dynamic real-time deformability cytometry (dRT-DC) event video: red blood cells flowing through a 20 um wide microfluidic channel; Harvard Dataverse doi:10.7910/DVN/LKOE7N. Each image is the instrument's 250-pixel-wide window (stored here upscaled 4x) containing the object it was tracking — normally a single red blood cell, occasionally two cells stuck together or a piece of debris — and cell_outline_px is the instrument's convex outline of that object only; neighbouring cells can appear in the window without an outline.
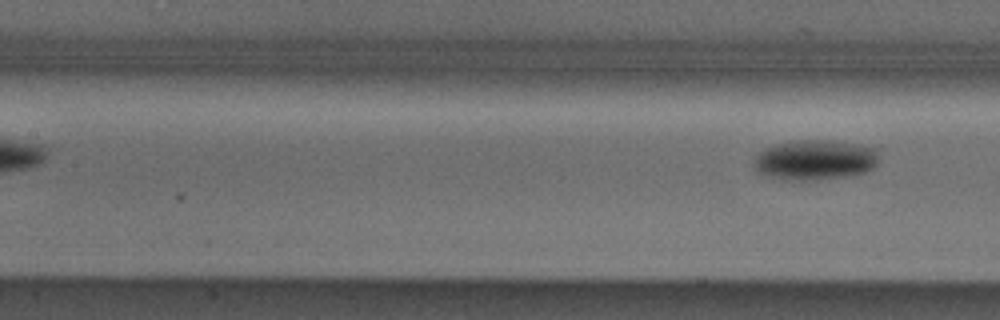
{"species": "Egyptian fruit bat (a non-hibernating species)", "species_latin": "Rousettus aegyptiacus", "temperature_condition": "cold", "stored_images_in_passage": 4, "segment_of_instrument_passage": [2, 2], "camera_frame_rate_fps": 3000, "um_per_image_px": 0.085, "animal": {"sex": "male"}, "frame": {"image": 1, "passage_image": 4, "time_ms": 3.667, "image_size_px": [1000, 320], "cell_outline_px": [[876, 164], [872, 168], [864, 172], [844, 176], [816, 180], [780, 180], [760, 176], [756, 172], [752, 164], [752, 160], [764, 148], [776, 144], [796, 140], [828, 140], [856, 144], [876, 148]], "centroid_in_image_um": [69.15, 13.61], "position_along_channel_um": 138.2, "area_um2": 29.48}}